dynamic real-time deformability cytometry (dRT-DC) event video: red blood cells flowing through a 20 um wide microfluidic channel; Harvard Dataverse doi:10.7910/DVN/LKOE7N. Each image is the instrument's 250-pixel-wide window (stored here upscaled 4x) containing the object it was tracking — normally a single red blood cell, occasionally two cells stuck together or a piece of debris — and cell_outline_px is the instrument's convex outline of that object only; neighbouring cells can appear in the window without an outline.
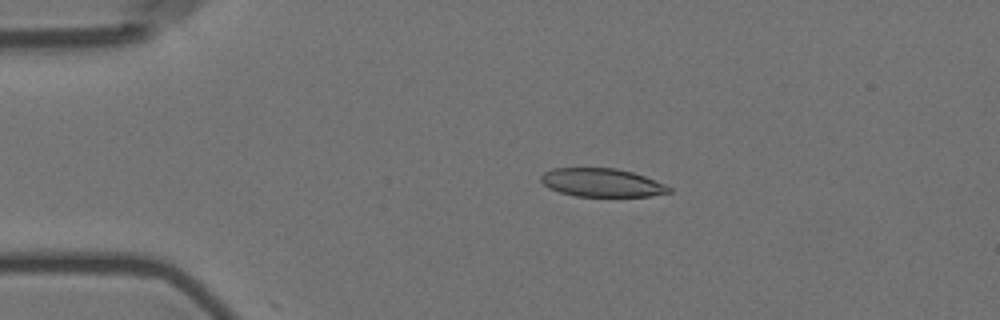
{"species": "Egyptian fruit bat (a non-hibernating species)", "species_latin": "Rousettus aegyptiacus", "temperature_condition": "room temperature", "stored_images_in_passage": 10, "camera_frame_rate_fps": 3000, "um_per_image_px": 0.085, "animal": {"sex": "female"}, "frame": {"image": 1, "passage_image": 4, "time_ms": 3.667, "image_size_px": [1000, 320], "cell_outline_px": [[672, 192], [648, 196], [576, 196], [560, 192], [548, 188], [540, 180], [540, 176], [544, 172], [552, 168], [616, 168], [632, 172], [644, 176], [664, 184], [672, 188]], "centroid_in_image_um": [51.13, 15.52], "position_along_channel_um": 33.9, "area_um2": 21.1}}
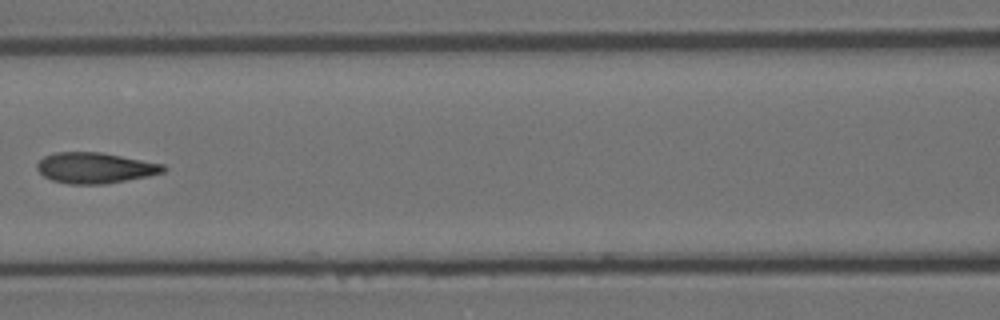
{"frame": {"image": 2, "passage_image": 8, "time_ms": 8.333, "image_size_px": [1000, 320], "cell_outline_px": [[168, 168], [164, 172], [148, 176], [104, 184], [68, 184], [52, 180], [44, 176], [36, 168], [36, 164], [44, 156], [56, 152], [100, 152], [164, 164]], "centroid_in_image_um": [8.08, 14.27], "position_along_channel_um": 158.5, "area_um2": 22.6}}
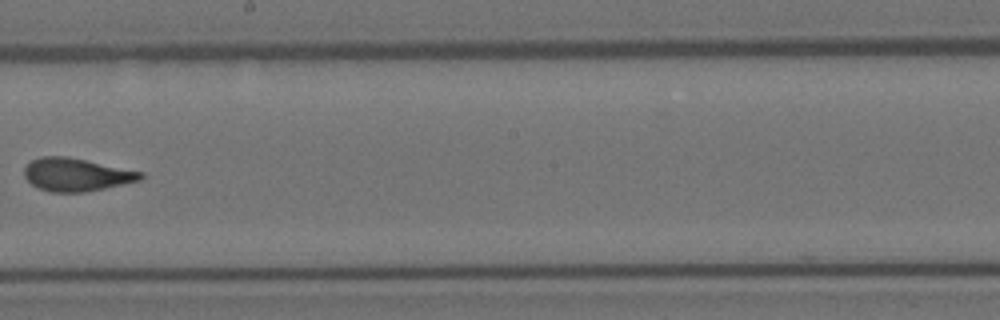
{"frame": {"image": 3, "passage_image": 10, "time_ms": 10.667, "image_size_px": [1000, 320], "cell_outline_px": [[144, 176], [140, 180], [104, 188], [84, 192], [52, 192], [36, 188], [24, 176], [24, 168], [32, 160], [40, 156], [68, 156], [144, 172]], "centroid_in_image_um": [6.47, 14.83], "position_along_channel_um": 241.7, "area_um2": 22.37}}